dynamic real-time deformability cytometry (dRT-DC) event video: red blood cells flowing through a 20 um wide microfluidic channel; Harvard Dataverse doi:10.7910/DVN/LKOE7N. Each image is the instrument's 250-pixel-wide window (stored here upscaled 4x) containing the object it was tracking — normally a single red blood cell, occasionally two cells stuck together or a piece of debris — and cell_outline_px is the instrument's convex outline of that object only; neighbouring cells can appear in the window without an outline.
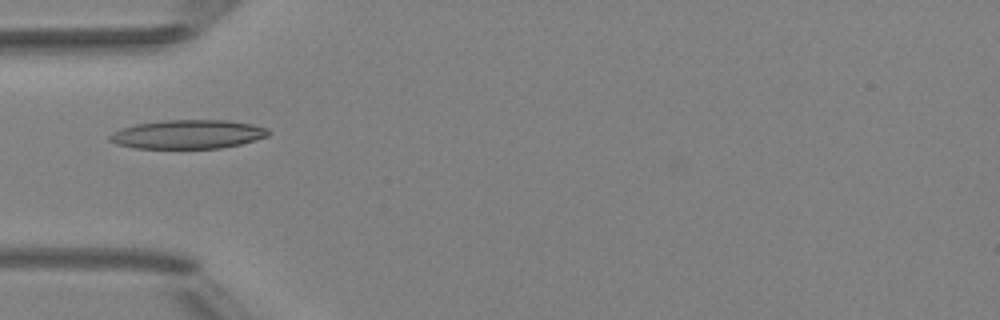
{"species": "Egyptian fruit bat (a non-hibernating species)", "species_latin": "Rousettus aegyptiacus", "temperature_condition": "room temperature", "stored_images_in_passage": 5, "camera_frame_rate_fps": 3000, "um_per_image_px": 0.085, "animal": {"sex": "female"}, "frame": {"image": 1, "passage_image": 3, "time_ms": 3.333, "image_size_px": [1000, 320], "cell_outline_px": [[272, 132], [268, 136], [240, 144], [220, 148], [136, 148], [116, 144], [108, 140], [108, 136], [112, 132], [136, 124], [164, 120], [228, 120], [252, 124], [268, 128]], "centroid_in_image_um": [15.98, 11.41], "position_along_channel_um": 69.0, "area_um2": 26.7}}
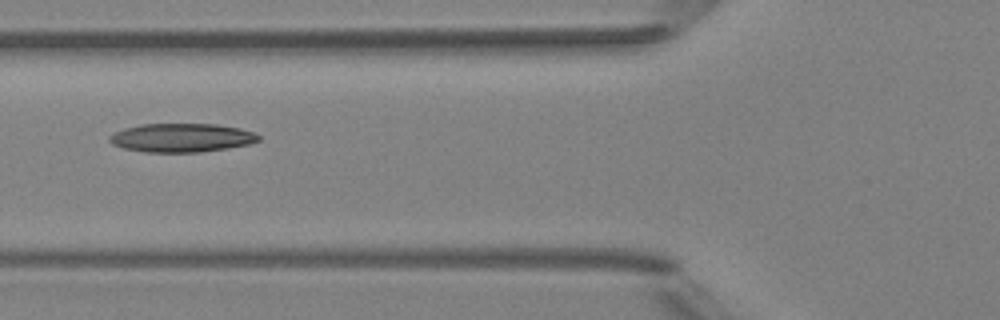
{"frame": {"image": 2, "passage_image": 4, "time_ms": 4.333, "image_size_px": [1000, 320], "cell_outline_px": [[260, 140], [248, 144], [228, 148], [200, 152], [144, 152], [124, 148], [112, 144], [108, 140], [108, 136], [124, 128], [140, 124], [216, 124], [240, 128], [252, 132], [260, 136]], "centroid_in_image_um": [15.42, 11.71], "position_along_channel_um": 110.4, "area_um2": 24.91}}
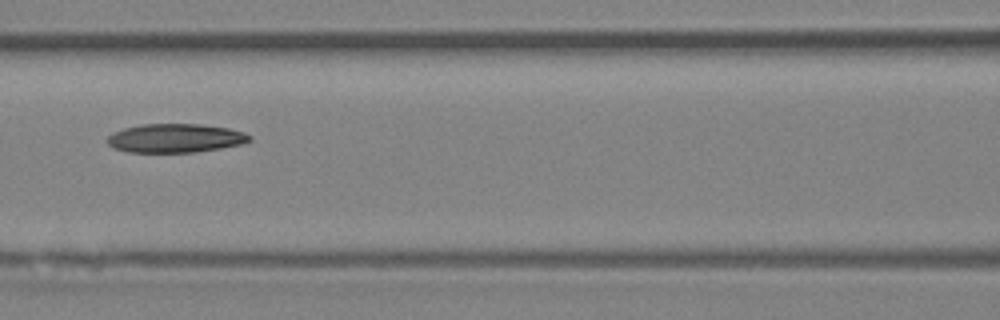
{"frame": {"image": 3, "passage_image": 5, "time_ms": 5.333, "image_size_px": [1000, 320], "cell_outline_px": [[252, 140], [244, 144], [196, 152], [128, 152], [112, 148], [108, 144], [108, 136], [112, 132], [124, 128], [140, 124], [200, 124], [228, 128], [244, 132], [252, 136]], "centroid_in_image_um": [14.91, 11.74], "position_along_channel_um": 151.7, "area_um2": 24.04}}